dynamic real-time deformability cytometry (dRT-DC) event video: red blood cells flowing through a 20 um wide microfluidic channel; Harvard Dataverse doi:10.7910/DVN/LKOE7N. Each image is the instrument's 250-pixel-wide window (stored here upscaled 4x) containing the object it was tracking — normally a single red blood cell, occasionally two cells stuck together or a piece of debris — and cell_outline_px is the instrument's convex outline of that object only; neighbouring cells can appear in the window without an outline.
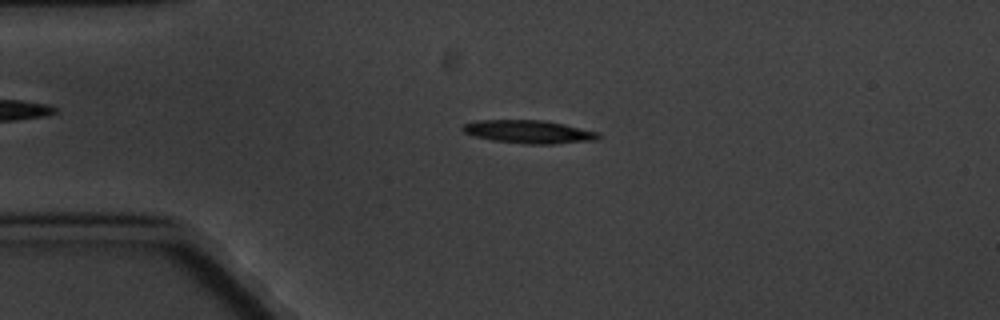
{"species": "common noctule bat (a hibernating species)", "species_latin": "Nyctalus noctula", "temperature_condition": "cold", "stored_images_in_passage": 4, "camera_frame_rate_fps": 3000, "um_per_image_px": 0.085, "animal": {"sex": "male", "body_mass_g": 20.1, "forearm_length_mm": 53.5}, "frame": {"image": 1, "passage_image": 3, "time_ms": 2.333, "image_size_px": [1000, 320], "cell_outline_px": [[600, 136], [596, 140], [552, 144], [524, 144], [492, 140], [472, 136], [464, 132], [460, 128], [464, 124], [476, 120], [544, 120], [564, 124], [600, 132]], "centroid_in_image_um": [44.93, 11.2], "position_along_channel_um": 40.1, "area_um2": 18.44}}